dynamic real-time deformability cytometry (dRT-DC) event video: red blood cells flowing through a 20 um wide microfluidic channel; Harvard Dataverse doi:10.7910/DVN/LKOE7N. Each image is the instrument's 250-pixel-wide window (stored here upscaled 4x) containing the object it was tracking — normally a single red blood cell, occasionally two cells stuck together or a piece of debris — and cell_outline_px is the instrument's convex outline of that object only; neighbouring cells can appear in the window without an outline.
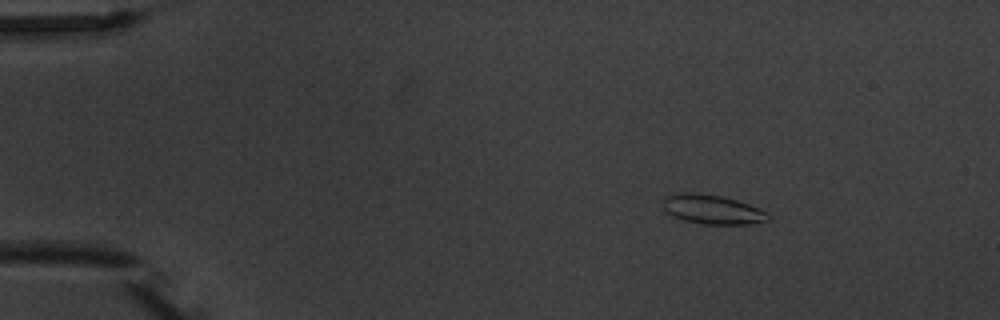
{"species": "common noctule bat (a hibernating species)", "species_latin": "Nyctalus noctula", "temperature_condition": "warm", "stored_images_in_passage": 5, "camera_frame_rate_fps": 3000, "um_per_image_px": 0.085, "animal": {"sex": "male", "body_mass_g": 20.1, "forearm_length_mm": 53.5}, "frame": {"image": 1, "passage_image": 1, "time_ms": 0.0, "image_size_px": [1000, 320], "cell_outline_px": [[772, 220], [748, 224], [704, 224], [684, 220], [672, 216], [664, 212], [664, 196], [680, 192], [692, 192], [724, 196], [760, 208], [768, 212], [772, 216]], "centroid_in_image_um": [60.58, 17.8], "position_along_channel_um": 24.4, "area_um2": 18.26}}
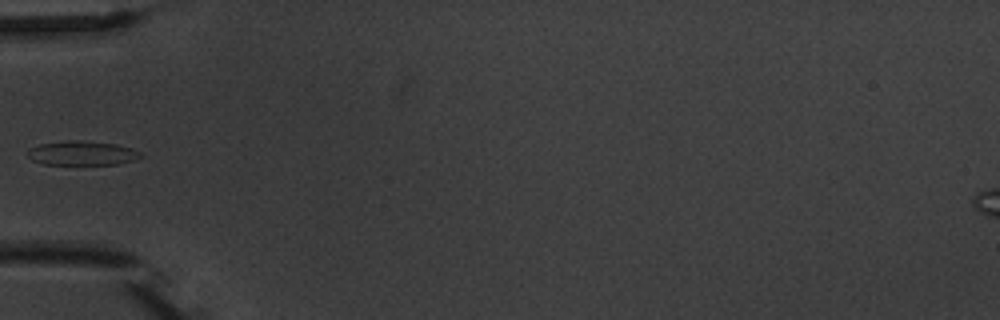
{"frame": {"image": 2, "passage_image": 4, "time_ms": 3.667, "image_size_px": [1000, 320], "cell_outline_px": [[144, 156], [136, 160], [116, 164], [44, 164], [32, 160], [24, 152], [28, 148], [40, 144], [72, 140], [76, 140], [116, 144], [132, 148], [140, 152]], "centroid_in_image_um": [6.97, 13.02], "position_along_channel_um": 78.0, "area_um2": 16.01}}